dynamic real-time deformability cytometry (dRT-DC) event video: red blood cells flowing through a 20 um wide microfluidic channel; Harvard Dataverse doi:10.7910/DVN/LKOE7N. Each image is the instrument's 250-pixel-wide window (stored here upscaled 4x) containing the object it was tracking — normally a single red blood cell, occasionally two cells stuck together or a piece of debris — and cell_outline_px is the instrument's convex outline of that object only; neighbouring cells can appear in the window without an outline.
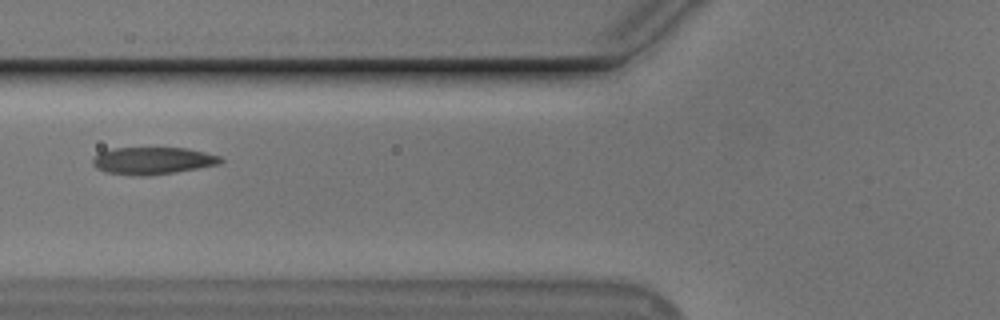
{"species": "Egyptian fruit bat (a non-hibernating species)", "species_latin": "Rousettus aegyptiacus", "temperature_condition": "cold", "stored_images_in_passage": 4, "camera_frame_rate_fps": 3000, "um_per_image_px": 0.085, "animal": {"sex": "male"}, "frame": {"image": 1, "passage_image": 2, "time_ms": 2.0, "image_size_px": [1000, 320], "cell_outline_px": [[224, 160], [220, 164], [176, 172], [148, 176], [136, 176], [104, 172], [96, 168], [92, 164], [92, 160], [100, 152], [112, 148], [188, 148], [220, 156]], "centroid_in_image_um": [12.97, 13.67], "position_along_channel_um": 112.8, "area_um2": 20.4}}
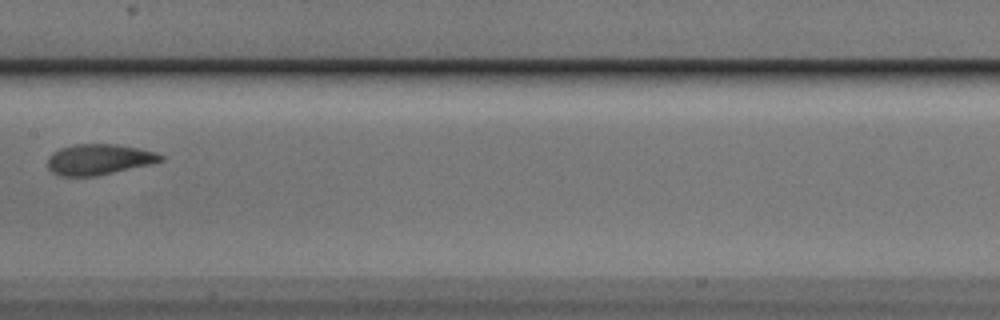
{"frame": {"image": 2, "passage_image": 4, "time_ms": 4.333, "image_size_px": [1000, 320], "cell_outline_px": [[164, 160], [148, 164], [96, 176], [60, 176], [52, 172], [48, 168], [48, 156], [52, 152], [60, 148], [72, 144], [116, 144], [140, 148], [156, 152], [164, 156]], "centroid_in_image_um": [8.38, 13.54], "position_along_channel_um": 199.0, "area_um2": 20.23}}